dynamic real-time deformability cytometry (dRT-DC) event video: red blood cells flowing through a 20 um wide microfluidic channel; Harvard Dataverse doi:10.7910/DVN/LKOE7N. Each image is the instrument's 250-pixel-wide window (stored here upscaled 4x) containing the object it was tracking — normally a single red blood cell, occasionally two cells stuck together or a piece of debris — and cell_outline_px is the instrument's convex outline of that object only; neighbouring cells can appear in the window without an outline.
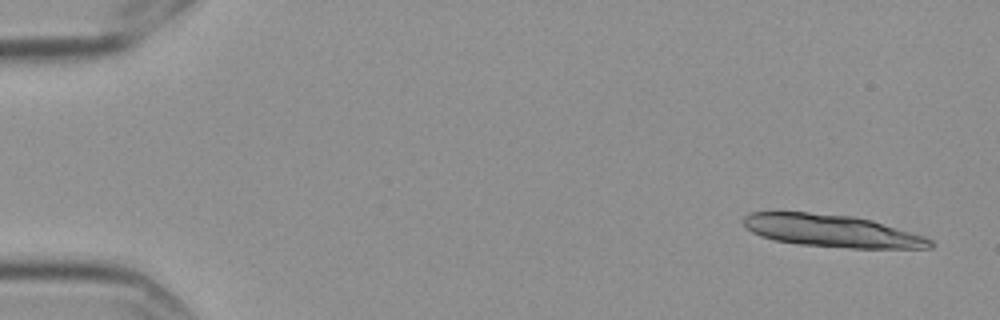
{"species": "Egyptian fruit bat (a non-hibernating species)", "species_latin": "Rousettus aegyptiacus", "temperature_condition": "cold", "stored_images_in_passage": 2, "segment_of_instrument_passage": [2, 2], "camera_frame_rate_fps": 3000, "um_per_image_px": 0.085, "frame": {"image": 1, "passage_image": 2, "time_ms": 0.333, "image_size_px": [1000, 320], "cell_outline_px": [[932, 248], [848, 248], [800, 244], [776, 240], [760, 236], [752, 232], [744, 224], [744, 216], [752, 212], [808, 212], [852, 216], [872, 220], [924, 236], [932, 240]], "centroid_in_image_um": [70.71, 19.62], "position_along_channel_um": 14.3, "area_um2": 34.91}}